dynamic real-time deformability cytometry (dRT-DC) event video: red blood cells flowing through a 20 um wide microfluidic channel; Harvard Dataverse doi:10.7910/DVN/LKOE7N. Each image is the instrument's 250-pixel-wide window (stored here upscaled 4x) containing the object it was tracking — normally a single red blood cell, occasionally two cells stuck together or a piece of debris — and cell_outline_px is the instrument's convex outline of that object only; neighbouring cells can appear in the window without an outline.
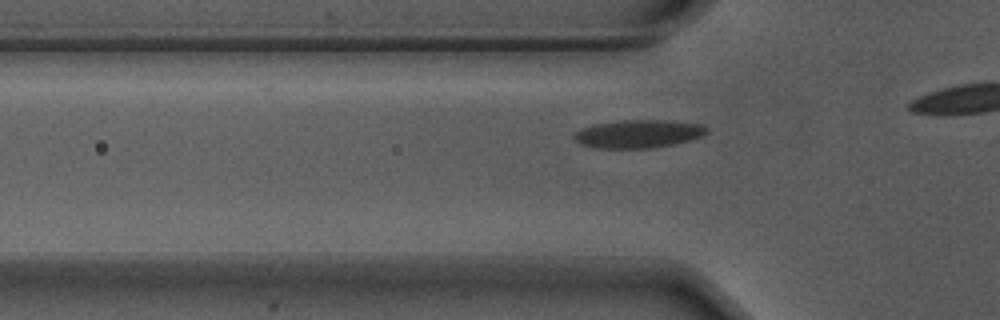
{"species": "Egyptian fruit bat (a non-hibernating species)", "species_latin": "Rousettus aegyptiacus", "temperature_condition": "warm", "stored_images_in_passage": 20, "camera_frame_rate_fps": 3000, "um_per_image_px": 0.085, "animal": {"sex": "male"}, "frame": {"image": 1, "passage_image": 14, "time_ms": 4.333, "image_size_px": [1000, 320], "cell_outline_px": [[708, 132], [700, 136], [688, 140], [672, 144], [648, 148], [600, 148], [580, 144], [572, 136], [572, 132], [580, 128], [596, 124], [624, 120], [664, 120], [704, 124], [708, 128]], "centroid_in_image_um": [54.23, 11.36], "position_along_channel_um": 71.6, "area_um2": 21.62}}
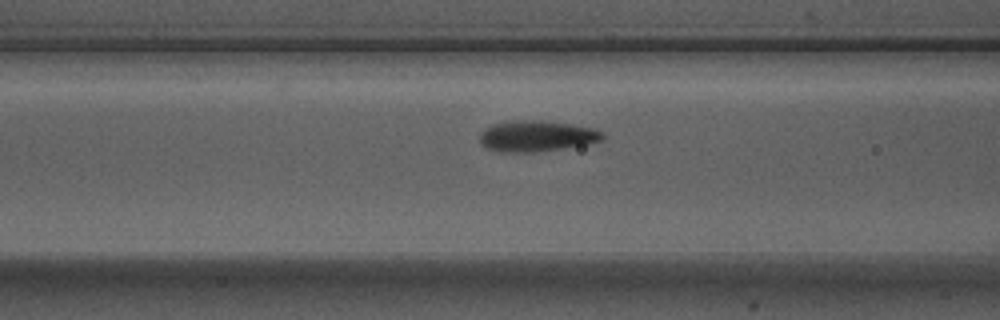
{"frame": {"image": 2, "passage_image": 18, "time_ms": 5.667, "image_size_px": [1000, 320], "cell_outline_px": [[604, 136], [600, 140], [584, 144], [560, 148], [532, 152], [500, 152], [488, 148], [480, 140], [480, 132], [484, 128], [492, 124], [504, 120], [536, 120], [568, 124], [592, 128], [604, 132]], "centroid_in_image_um": [45.54, 11.55], "position_along_channel_um": 121.1, "area_um2": 21.85}}